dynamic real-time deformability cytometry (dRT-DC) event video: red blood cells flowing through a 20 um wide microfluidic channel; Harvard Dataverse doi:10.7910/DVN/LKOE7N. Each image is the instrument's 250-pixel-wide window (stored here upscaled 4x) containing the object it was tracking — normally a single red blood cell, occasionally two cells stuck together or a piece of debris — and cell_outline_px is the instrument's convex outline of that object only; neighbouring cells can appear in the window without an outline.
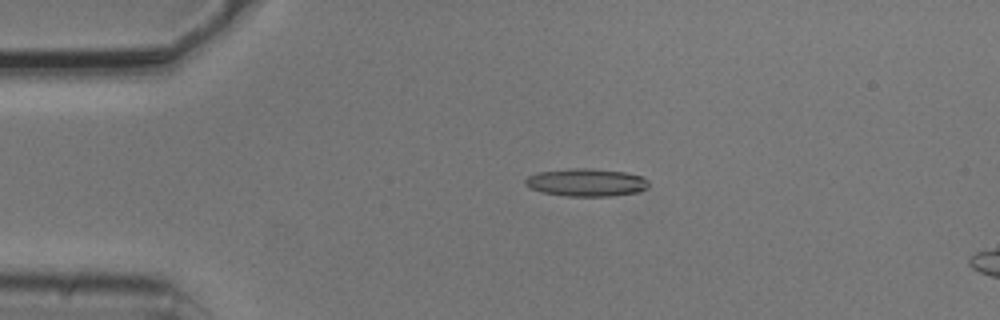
{"species": "common noctule bat (a hibernating species)", "species_latin": "Nyctalus noctula", "temperature_condition": "cold", "stored_images_in_passage": 4, "camera_frame_rate_fps": 3000, "um_per_image_px": 0.085, "animal": {"sex": "male", "body_mass_g": 20.5, "forearm_length_mm": 52.5}, "frame": {"image": 1, "passage_image": 3, "time_ms": 0.667, "image_size_px": [1000, 320], "cell_outline_px": [[648, 188], [640, 192], [608, 196], [568, 196], [540, 192], [524, 184], [524, 180], [528, 176], [540, 172], [568, 168], [592, 168], [624, 172], [640, 176], [648, 180]], "centroid_in_image_um": [49.84, 15.51], "position_along_channel_um": 35.2, "area_um2": 20.0}}